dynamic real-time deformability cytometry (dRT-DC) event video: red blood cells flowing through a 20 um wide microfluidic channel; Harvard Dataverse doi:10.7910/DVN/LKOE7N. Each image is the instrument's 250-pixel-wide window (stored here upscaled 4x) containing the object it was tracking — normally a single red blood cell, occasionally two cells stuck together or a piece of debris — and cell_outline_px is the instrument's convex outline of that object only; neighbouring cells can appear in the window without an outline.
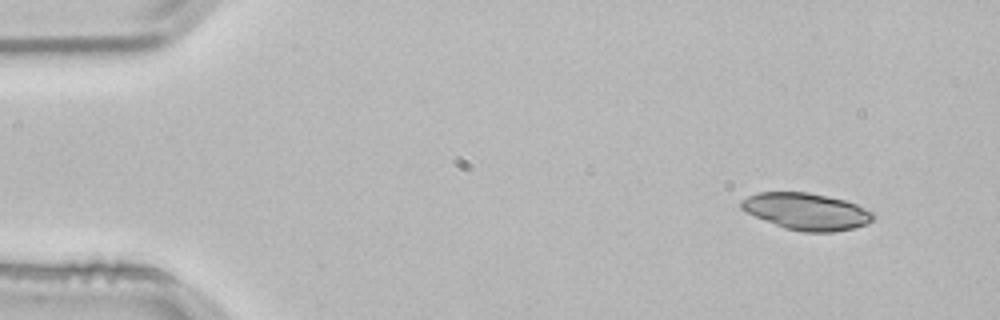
{"species": "common noctule bat (a hibernating species)", "species_latin": "Nyctalus noctula", "temperature_condition": "room temperature", "stored_images_in_passage": 3, "camera_frame_rate_fps": 3000, "um_per_image_px": 0.085, "animal": {"sex": "male", "body_mass_g": 21.5, "forearm_length_mm": 52.0}, "frame": {"image": 1, "passage_image": 1, "time_ms": 0.0, "image_size_px": [1000, 320], "cell_outline_px": [[876, 216], [868, 224], [852, 228], [832, 232], [804, 232], [784, 228], [764, 220], [740, 208], [740, 200], [748, 196], [760, 192], [808, 192], [844, 200], [856, 204], [876, 212]], "centroid_in_image_um": [68.58, 17.97], "position_along_channel_um": 16.4, "area_um2": 28.32}}
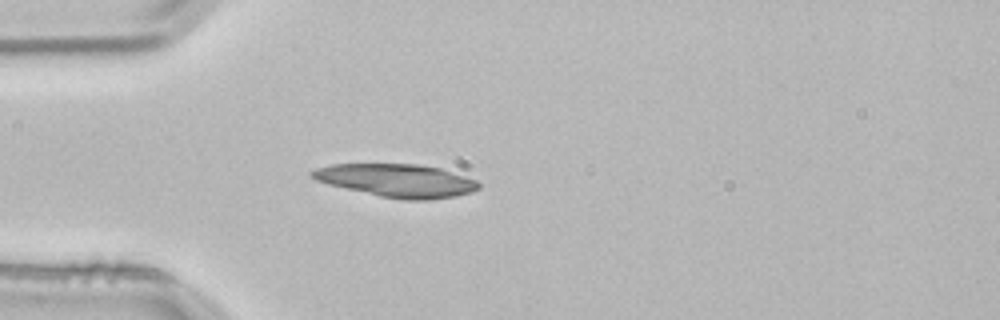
{"frame": {"image": 2, "passage_image": 3, "time_ms": 0.667, "image_size_px": [1000, 320], "cell_outline_px": [[480, 188], [472, 192], [456, 196], [428, 200], [404, 200], [380, 196], [328, 184], [316, 180], [308, 176], [308, 172], [316, 168], [332, 164], [416, 164], [440, 168], [476, 180], [480, 184]], "centroid_in_image_um": [33.71, 15.34], "position_along_channel_um": 51.3, "area_um2": 32.08}}